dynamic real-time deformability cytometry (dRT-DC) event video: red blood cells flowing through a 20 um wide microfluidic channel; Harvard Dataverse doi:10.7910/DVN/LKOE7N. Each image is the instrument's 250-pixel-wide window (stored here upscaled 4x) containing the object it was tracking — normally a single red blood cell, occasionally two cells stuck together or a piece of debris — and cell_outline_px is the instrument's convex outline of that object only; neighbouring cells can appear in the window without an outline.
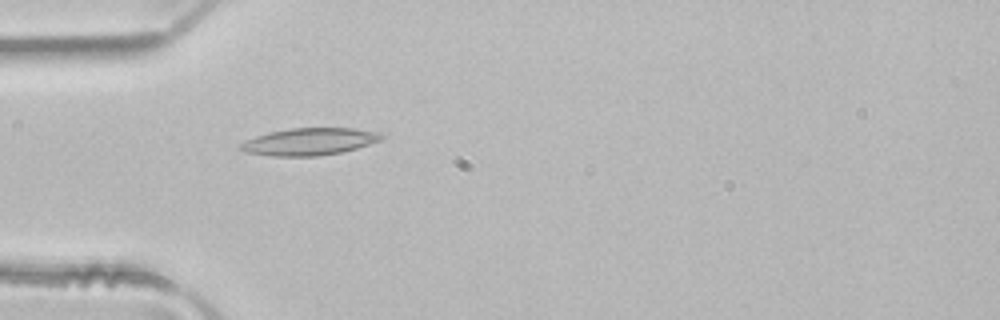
{"species": "common noctule bat (a hibernating species)", "species_latin": "Nyctalus noctula", "temperature_condition": "room temperature", "stored_images_in_passage": 2, "camera_frame_rate_fps": 3000, "um_per_image_px": 0.085, "animal": {"sex": "male", "body_mass_g": 21.5, "forearm_length_mm": 52.0}, "frame": {"image": 1, "passage_image": 2, "time_ms": 0.333, "image_size_px": [1000, 320], "cell_outline_px": [[384, 136], [380, 140], [356, 148], [340, 152], [320, 156], [272, 156], [244, 152], [236, 148], [244, 140], [268, 132], [288, 128], [352, 128], [380, 132]], "centroid_in_image_um": [26.23, 12.03], "position_along_channel_um": 58.8, "area_um2": 22.43}}